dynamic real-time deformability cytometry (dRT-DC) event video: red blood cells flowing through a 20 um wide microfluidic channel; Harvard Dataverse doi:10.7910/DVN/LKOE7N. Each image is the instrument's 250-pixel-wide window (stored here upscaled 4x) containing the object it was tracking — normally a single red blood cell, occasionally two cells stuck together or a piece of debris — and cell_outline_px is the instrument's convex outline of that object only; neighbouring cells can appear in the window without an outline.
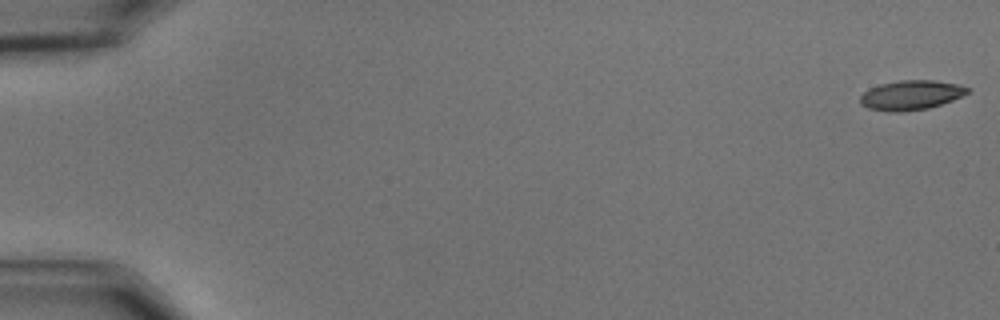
{"species": "common noctule bat (a hibernating species)", "species_latin": "Nyctalus noctula", "temperature_condition": "cold", "stored_images_in_passage": 57, "camera_frame_rate_fps": 3000, "um_per_image_px": 0.085, "animal": {"sex": "male", "body_mass_g": 15.6}, "frame": {"image": 1, "passage_image": 1, "time_ms": 0.0, "image_size_px": [1000, 320], "cell_outline_px": [[972, 88], [968, 92], [952, 100], [928, 108], [900, 112], [888, 112], [868, 108], [860, 104], [860, 96], [868, 88], [880, 84], [900, 80], [932, 80], [956, 84]], "centroid_in_image_um": [77.39, 8.08], "position_along_channel_um": 7.6, "area_um2": 18.44}}
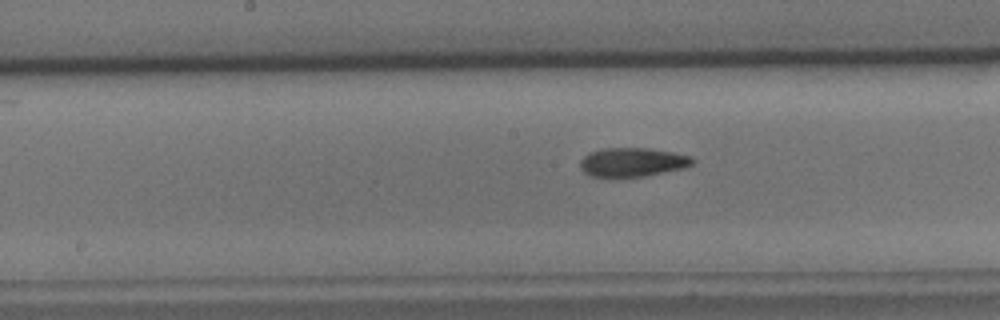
{"frame": {"image": 2, "passage_image": 30, "time_ms": 9.667, "image_size_px": [1000, 320], "cell_outline_px": [[696, 160], [692, 164], [684, 168], [644, 176], [592, 176], [584, 172], [580, 168], [580, 160], [584, 156], [592, 152], [604, 148], [648, 148], [672, 152], [692, 156]], "centroid_in_image_um": [53.79, 13.77], "position_along_channel_um": 194.4, "area_um2": 18.73}}
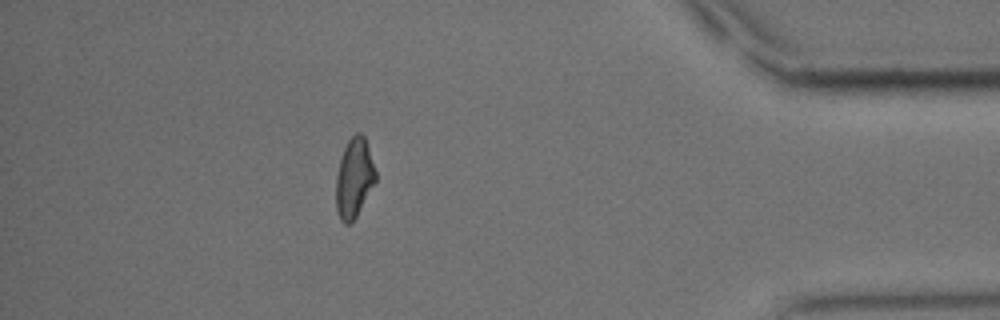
{"frame": {"image": 3, "passage_image": 51, "time_ms": 16.667, "image_size_px": [1000, 320], "cell_outline_px": [[376, 180], [356, 216], [348, 224], [344, 224], [340, 220], [336, 208], [336, 176], [340, 160], [344, 148], [348, 140], [356, 132], [360, 132], [364, 136], [376, 172]], "centroid_in_image_um": [30.09, 15.12], "position_along_channel_um": 405.1, "area_um2": 18.03}, "authors_computed_cell_mechanics": {"area_um2": 18.6116, "velocity_mm_per_s": 3.5623, "shape_relaxation_time_tau1_ms": 4.1441, "shape_relaxation_time_tau2_ms": 3.7111, "deformation_change_tau1": 0.1418, "deformation_change_tau2": 0.107}}